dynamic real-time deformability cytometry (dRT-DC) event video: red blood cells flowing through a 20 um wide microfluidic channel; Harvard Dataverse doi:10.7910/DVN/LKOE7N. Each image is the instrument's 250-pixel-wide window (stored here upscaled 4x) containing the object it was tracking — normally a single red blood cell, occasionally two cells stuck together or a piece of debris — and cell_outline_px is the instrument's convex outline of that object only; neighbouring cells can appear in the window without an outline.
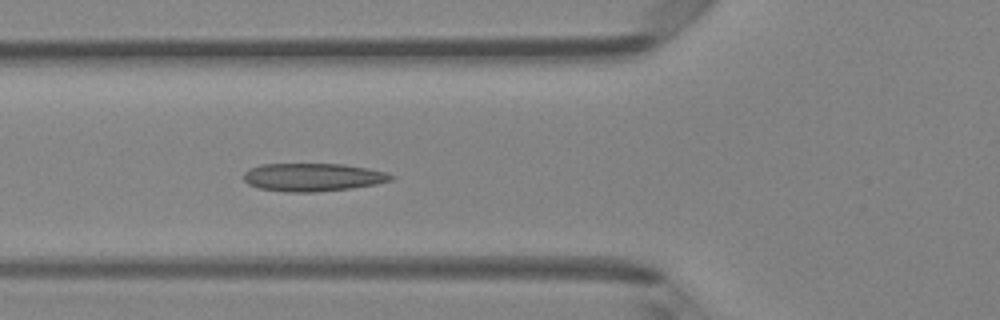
{"species": "Egyptian fruit bat (a non-hibernating species)", "species_latin": "Rousettus aegyptiacus", "temperature_condition": "room temperature", "stored_images_in_passage": 4, "camera_frame_rate_fps": 3000, "um_per_image_px": 0.085, "animal": {"sex": "female"}, "frame": {"image": 1, "passage_image": 4, "time_ms": 1.0, "image_size_px": [1000, 320], "cell_outline_px": [[396, 176], [392, 180], [376, 184], [352, 188], [312, 192], [284, 192], [260, 188], [248, 184], [244, 180], [244, 172], [248, 168], [260, 164], [344, 164], [368, 168], [388, 172]], "centroid_in_image_um": [26.6, 15.06], "position_along_channel_um": 99.2, "area_um2": 24.28}}